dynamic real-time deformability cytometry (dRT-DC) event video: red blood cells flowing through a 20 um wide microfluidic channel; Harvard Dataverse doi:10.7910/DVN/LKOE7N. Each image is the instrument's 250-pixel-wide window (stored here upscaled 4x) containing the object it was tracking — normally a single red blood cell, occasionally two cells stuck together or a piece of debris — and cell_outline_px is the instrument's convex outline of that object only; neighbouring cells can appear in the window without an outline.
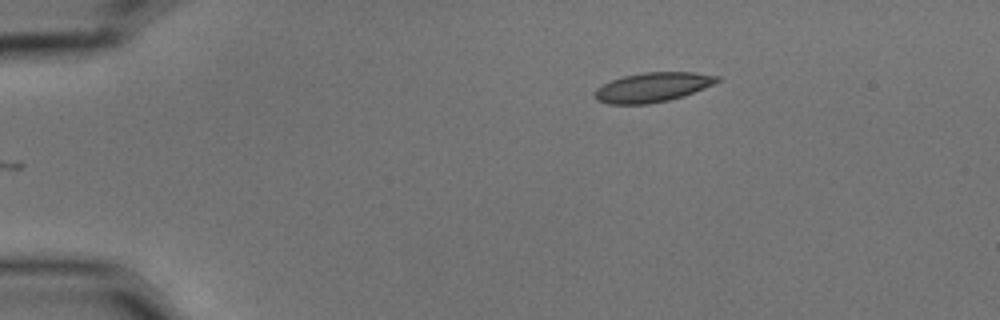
{"species": "common noctule bat (a hibernating species)", "species_latin": "Nyctalus noctula", "temperature_condition": "cold", "stored_images_in_passage": 5, "camera_frame_rate_fps": 3000, "um_per_image_px": 0.085, "animal": {"sex": "male", "body_mass_g": 15.6}, "frame": {"image": 1, "passage_image": 5, "time_ms": 1.333, "image_size_px": [1000, 320], "cell_outline_px": [[720, 80], [704, 88], [684, 96], [668, 100], [648, 104], [608, 104], [596, 100], [592, 96], [592, 92], [596, 88], [612, 80], [624, 76], [644, 72], [696, 72], [720, 76]], "centroid_in_image_um": [55.44, 7.42], "position_along_channel_um": 29.6, "area_um2": 21.15}}